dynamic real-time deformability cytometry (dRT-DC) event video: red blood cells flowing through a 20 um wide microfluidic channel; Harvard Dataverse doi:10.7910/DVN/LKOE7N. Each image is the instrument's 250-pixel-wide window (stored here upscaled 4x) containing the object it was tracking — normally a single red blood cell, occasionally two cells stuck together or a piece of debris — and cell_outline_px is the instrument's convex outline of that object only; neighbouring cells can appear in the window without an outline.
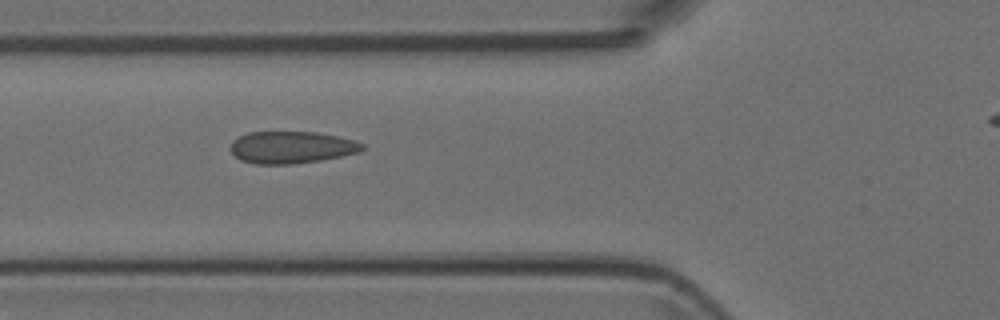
{"species": "Egyptian fruit bat (a non-hibernating species)", "species_latin": "Rousettus aegyptiacus", "temperature_condition": "room temperature", "stored_images_in_passage": 11, "camera_frame_rate_fps": 3000, "um_per_image_px": 0.085, "animal": {"sex": "female"}, "frame": {"image": 1, "passage_image": 3, "time_ms": 0.667, "image_size_px": [1000, 320], "cell_outline_px": [[364, 148], [360, 152], [320, 160], [292, 164], [256, 164], [240, 160], [228, 148], [232, 140], [248, 132], [316, 132], [340, 136], [364, 144]], "centroid_in_image_um": [24.75, 12.52], "position_along_channel_um": 101.0, "area_um2": 24.68}}
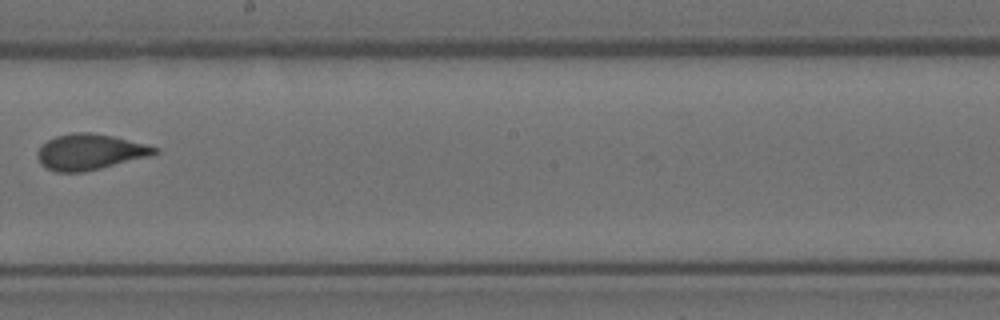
{"frame": {"image": 2, "passage_image": 6, "time_ms": 1.667, "image_size_px": [1000, 320], "cell_outline_px": [[160, 152], [152, 156], [84, 172], [56, 172], [40, 164], [36, 156], [36, 152], [48, 140], [56, 136], [72, 132], [92, 132], [112, 136], [160, 148]], "centroid_in_image_um": [7.65, 12.92], "position_along_channel_um": 240.5, "area_um2": 24.51}}
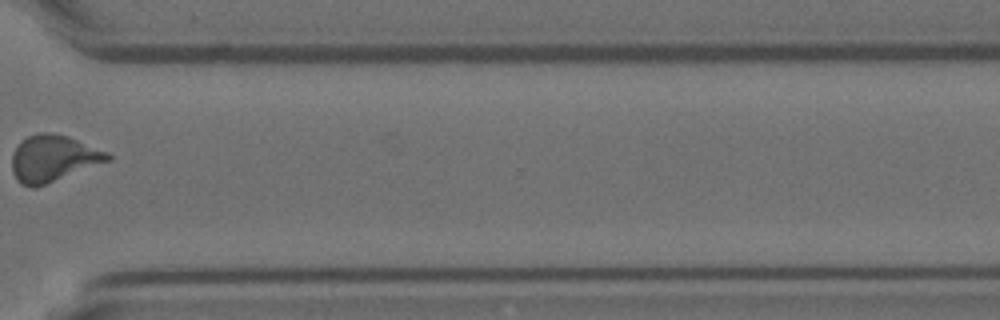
{"frame": {"image": 3, "passage_image": 9, "time_ms": 2.667, "image_size_px": [1000, 320], "cell_outline_px": [[112, 160], [36, 188], [32, 188], [20, 184], [16, 180], [12, 172], [12, 152], [20, 140], [28, 136], [40, 132], [52, 132], [68, 136], [108, 152], [112, 156]], "centroid_in_image_um": [4.5, 13.47], "position_along_channel_um": 366.1, "area_um2": 26.41}}